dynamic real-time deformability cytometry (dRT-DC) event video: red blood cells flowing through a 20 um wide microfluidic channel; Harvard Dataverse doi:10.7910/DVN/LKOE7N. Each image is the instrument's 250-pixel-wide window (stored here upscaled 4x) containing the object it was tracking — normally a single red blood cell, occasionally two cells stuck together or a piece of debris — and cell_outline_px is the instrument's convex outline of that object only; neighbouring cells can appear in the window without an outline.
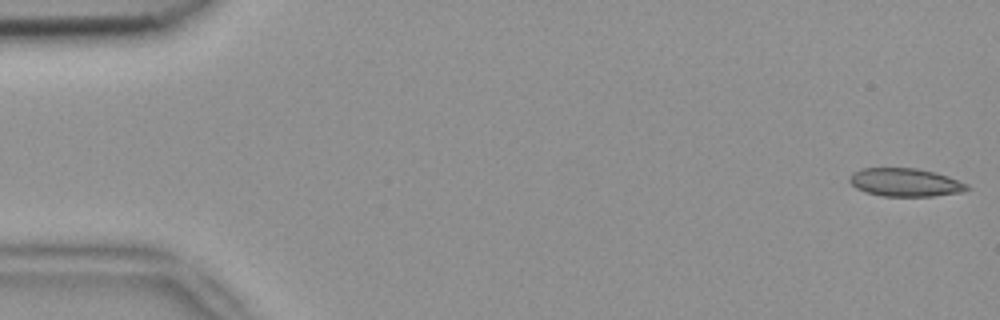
{"species": "common noctule bat (a hibernating species)", "species_latin": "Nyctalus noctula", "temperature_condition": "room temperature", "stored_images_in_passage": 51, "camera_frame_rate_fps": 3000, "um_per_image_px": 0.085, "animal": {"sex": "female", "body_mass_g": 18.4}, "frame": {"image": 1, "passage_image": 1, "time_ms": 0.0, "image_size_px": [1000, 320], "cell_outline_px": [[968, 188], [960, 192], [932, 196], [884, 196], [864, 192], [856, 188], [848, 180], [852, 172], [864, 168], [916, 168], [936, 172], [948, 176], [968, 184]], "centroid_in_image_um": [76.91, 15.49], "position_along_channel_um": 8.1, "area_um2": 19.25}}
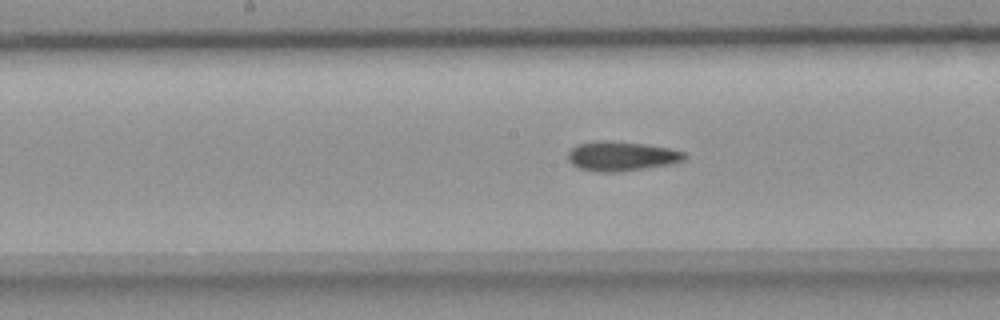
{"frame": {"image": 2, "passage_image": 26, "time_ms": 8.333, "image_size_px": [1000, 320], "cell_outline_px": [[684, 160], [668, 164], [644, 168], [616, 172], [596, 172], [580, 168], [572, 164], [568, 160], [568, 152], [576, 144], [596, 140], [604, 140], [644, 144], [668, 148], [684, 152]], "centroid_in_image_um": [52.75, 13.26], "position_along_channel_um": 195.5, "area_um2": 19.83}}
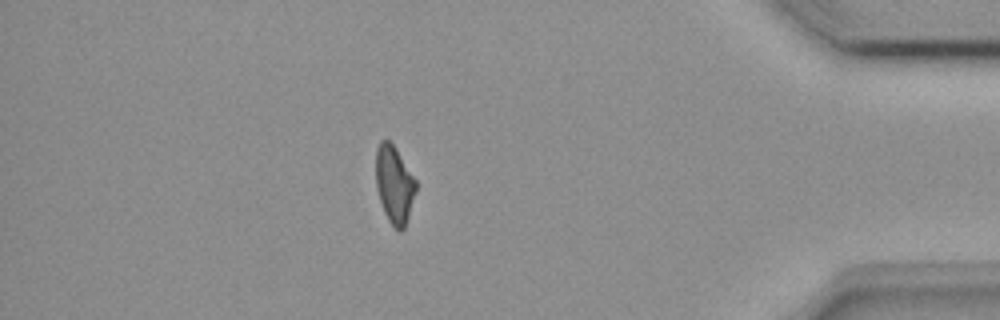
{"frame": {"image": 3, "passage_image": 45, "time_ms": 14.667, "image_size_px": [1000, 320], "cell_outline_px": [[416, 192], [404, 228], [400, 232], [388, 220], [384, 212], [376, 188], [376, 148], [380, 140], [388, 140], [396, 148], [416, 180]], "centroid_in_image_um": [33.51, 15.66], "position_along_channel_um": 401.7, "area_um2": 17.98}, "authors_computed_cell_mechanics": {"area_um2": 19.4786, "velocity_mm_per_s": 3.9091, "shape_relaxation_time_tau1_ms": null, "shape_relaxation_time_tau2_ms": 4.0453, "deformation_change_tau1": null, "deformation_change_tau2": 0.125}}